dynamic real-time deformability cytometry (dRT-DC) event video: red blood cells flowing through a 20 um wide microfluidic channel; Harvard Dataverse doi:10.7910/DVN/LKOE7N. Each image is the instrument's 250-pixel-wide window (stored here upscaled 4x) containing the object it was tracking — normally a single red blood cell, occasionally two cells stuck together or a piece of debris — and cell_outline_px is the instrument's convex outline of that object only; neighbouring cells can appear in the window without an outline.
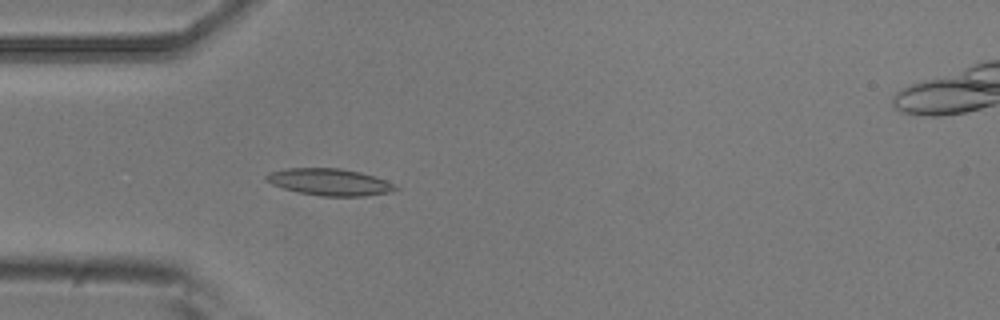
{"species": "common noctule bat (a hibernating species)", "species_latin": "Nyctalus noctula", "temperature_condition": "room temperature", "stored_images_in_passage": 1, "camera_frame_rate_fps": 3000, "um_per_image_px": 0.085, "animal": {"sex": "male", "body_mass_g": 20.5, "forearm_length_mm": 52.5}, "frame": {"image": 1, "passage_image": 1, "time_ms": 0.0, "image_size_px": [1000, 320], "cell_outline_px": [[400, 188], [388, 192], [364, 196], [320, 196], [296, 192], [272, 184], [264, 180], [264, 176], [268, 172], [288, 168], [340, 168], [360, 172], [396, 184]], "centroid_in_image_um": [27.97, 15.47], "position_along_channel_um": 57.0, "area_um2": 20.23}}